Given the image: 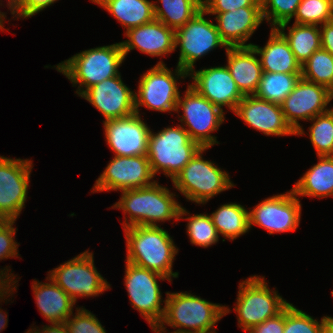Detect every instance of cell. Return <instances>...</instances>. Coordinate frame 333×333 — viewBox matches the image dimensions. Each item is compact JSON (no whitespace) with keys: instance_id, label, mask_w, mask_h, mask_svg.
Masks as SVG:
<instances>
[{"instance_id":"6da1fadb","label":"cell","mask_w":333,"mask_h":333,"mask_svg":"<svg viewBox=\"0 0 333 333\" xmlns=\"http://www.w3.org/2000/svg\"><path fill=\"white\" fill-rule=\"evenodd\" d=\"M121 192L118 202L111 208L120 209L124 214L123 229L129 226H160L161 222L179 221L182 206L178 195L156 180L147 187L128 189Z\"/></svg>"},{"instance_id":"7a4b0ae2","label":"cell","mask_w":333,"mask_h":333,"mask_svg":"<svg viewBox=\"0 0 333 333\" xmlns=\"http://www.w3.org/2000/svg\"><path fill=\"white\" fill-rule=\"evenodd\" d=\"M126 240V259L145 269L157 272L173 281L179 272L173 271L179 248L173 237L161 226H129L123 229Z\"/></svg>"},{"instance_id":"3957f363","label":"cell","mask_w":333,"mask_h":333,"mask_svg":"<svg viewBox=\"0 0 333 333\" xmlns=\"http://www.w3.org/2000/svg\"><path fill=\"white\" fill-rule=\"evenodd\" d=\"M166 305L161 329L170 326V333H217L216 323L232 310L219 303H212L190 292H165Z\"/></svg>"},{"instance_id":"277c9868","label":"cell","mask_w":333,"mask_h":333,"mask_svg":"<svg viewBox=\"0 0 333 333\" xmlns=\"http://www.w3.org/2000/svg\"><path fill=\"white\" fill-rule=\"evenodd\" d=\"M124 60V52L119 42L80 51L53 67L66 76L73 87L78 84L75 94L80 96L91 86L118 76Z\"/></svg>"},{"instance_id":"5b68a950","label":"cell","mask_w":333,"mask_h":333,"mask_svg":"<svg viewBox=\"0 0 333 333\" xmlns=\"http://www.w3.org/2000/svg\"><path fill=\"white\" fill-rule=\"evenodd\" d=\"M209 149L201 148L171 181L187 201L198 205L236 186L226 170L203 157V152Z\"/></svg>"},{"instance_id":"8992f818","label":"cell","mask_w":333,"mask_h":333,"mask_svg":"<svg viewBox=\"0 0 333 333\" xmlns=\"http://www.w3.org/2000/svg\"><path fill=\"white\" fill-rule=\"evenodd\" d=\"M201 148L180 124L151 130L147 158L153 175L163 172L172 181Z\"/></svg>"},{"instance_id":"52a82bcc","label":"cell","mask_w":333,"mask_h":333,"mask_svg":"<svg viewBox=\"0 0 333 333\" xmlns=\"http://www.w3.org/2000/svg\"><path fill=\"white\" fill-rule=\"evenodd\" d=\"M234 311L238 327L245 332L281 313L289 304L276 288L270 289L265 276L253 275L239 282Z\"/></svg>"},{"instance_id":"ba28073f","label":"cell","mask_w":333,"mask_h":333,"mask_svg":"<svg viewBox=\"0 0 333 333\" xmlns=\"http://www.w3.org/2000/svg\"><path fill=\"white\" fill-rule=\"evenodd\" d=\"M162 59L151 69L144 72L138 81V89L134 91L135 112L139 108L158 112H176L180 95L179 79L184 80L188 73L176 66L175 70L168 69Z\"/></svg>"},{"instance_id":"9c48e42d","label":"cell","mask_w":333,"mask_h":333,"mask_svg":"<svg viewBox=\"0 0 333 333\" xmlns=\"http://www.w3.org/2000/svg\"><path fill=\"white\" fill-rule=\"evenodd\" d=\"M182 95H179L176 107V113H179L180 109L183 112L177 116L180 125L202 148H211L220 144L217 137L212 134L224 123L225 111L201 96L189 84Z\"/></svg>"},{"instance_id":"30bf717a","label":"cell","mask_w":333,"mask_h":333,"mask_svg":"<svg viewBox=\"0 0 333 333\" xmlns=\"http://www.w3.org/2000/svg\"><path fill=\"white\" fill-rule=\"evenodd\" d=\"M93 255V251L85 250L49 270L47 276L75 302L80 297H97L111 289V284L97 271Z\"/></svg>"},{"instance_id":"8fae6325","label":"cell","mask_w":333,"mask_h":333,"mask_svg":"<svg viewBox=\"0 0 333 333\" xmlns=\"http://www.w3.org/2000/svg\"><path fill=\"white\" fill-rule=\"evenodd\" d=\"M125 262L123 279L132 308L140 313L149 326L159 325L164 316L166 298L162 299L163 293L158 280H167L171 283L170 279L157 272Z\"/></svg>"},{"instance_id":"7c38bea8","label":"cell","mask_w":333,"mask_h":333,"mask_svg":"<svg viewBox=\"0 0 333 333\" xmlns=\"http://www.w3.org/2000/svg\"><path fill=\"white\" fill-rule=\"evenodd\" d=\"M205 15L202 9L184 26L175 30V49L178 47L180 50L177 66L188 74L195 68L196 61L214 49L229 48L221 39L216 24Z\"/></svg>"},{"instance_id":"4fadbf2b","label":"cell","mask_w":333,"mask_h":333,"mask_svg":"<svg viewBox=\"0 0 333 333\" xmlns=\"http://www.w3.org/2000/svg\"><path fill=\"white\" fill-rule=\"evenodd\" d=\"M332 100L333 92L327 87L300 78L280 105L285 121L296 133L295 136H302L305 131L299 121H309L316 115L329 111Z\"/></svg>"},{"instance_id":"5bb4252c","label":"cell","mask_w":333,"mask_h":333,"mask_svg":"<svg viewBox=\"0 0 333 333\" xmlns=\"http://www.w3.org/2000/svg\"><path fill=\"white\" fill-rule=\"evenodd\" d=\"M249 208V229L258 226L269 235L296 231L301 221L302 205L293 190L265 198Z\"/></svg>"},{"instance_id":"9a60e30c","label":"cell","mask_w":333,"mask_h":333,"mask_svg":"<svg viewBox=\"0 0 333 333\" xmlns=\"http://www.w3.org/2000/svg\"><path fill=\"white\" fill-rule=\"evenodd\" d=\"M31 159L9 158L0 155V215L16 221L28 198Z\"/></svg>"},{"instance_id":"2e32d148","label":"cell","mask_w":333,"mask_h":333,"mask_svg":"<svg viewBox=\"0 0 333 333\" xmlns=\"http://www.w3.org/2000/svg\"><path fill=\"white\" fill-rule=\"evenodd\" d=\"M154 179L147 156H114L96 179L91 193L147 187Z\"/></svg>"},{"instance_id":"e0dca14e","label":"cell","mask_w":333,"mask_h":333,"mask_svg":"<svg viewBox=\"0 0 333 333\" xmlns=\"http://www.w3.org/2000/svg\"><path fill=\"white\" fill-rule=\"evenodd\" d=\"M141 114L103 121L106 145L114 156H147L151 128Z\"/></svg>"},{"instance_id":"ac0fdd59","label":"cell","mask_w":333,"mask_h":333,"mask_svg":"<svg viewBox=\"0 0 333 333\" xmlns=\"http://www.w3.org/2000/svg\"><path fill=\"white\" fill-rule=\"evenodd\" d=\"M96 108L104 121L135 114L134 91L118 76L111 77L85 90L80 96Z\"/></svg>"},{"instance_id":"d6986e66","label":"cell","mask_w":333,"mask_h":333,"mask_svg":"<svg viewBox=\"0 0 333 333\" xmlns=\"http://www.w3.org/2000/svg\"><path fill=\"white\" fill-rule=\"evenodd\" d=\"M188 77L192 80L190 86L222 110L225 107L234 112L244 97L225 64L199 70L194 68Z\"/></svg>"},{"instance_id":"ffe728a7","label":"cell","mask_w":333,"mask_h":333,"mask_svg":"<svg viewBox=\"0 0 333 333\" xmlns=\"http://www.w3.org/2000/svg\"><path fill=\"white\" fill-rule=\"evenodd\" d=\"M233 113L249 127L266 136L296 135L285 121L280 104L265 101L255 95L244 96Z\"/></svg>"},{"instance_id":"44dd1931","label":"cell","mask_w":333,"mask_h":333,"mask_svg":"<svg viewBox=\"0 0 333 333\" xmlns=\"http://www.w3.org/2000/svg\"><path fill=\"white\" fill-rule=\"evenodd\" d=\"M214 16L221 39L228 47H250L247 41L264 22L261 6H245L225 13H206Z\"/></svg>"},{"instance_id":"7402d4cb","label":"cell","mask_w":333,"mask_h":333,"mask_svg":"<svg viewBox=\"0 0 333 333\" xmlns=\"http://www.w3.org/2000/svg\"><path fill=\"white\" fill-rule=\"evenodd\" d=\"M124 36L128 39L120 43L125 59L129 51L135 49L151 57L160 58L176 51L175 30L156 19L129 29Z\"/></svg>"},{"instance_id":"603a6c76","label":"cell","mask_w":333,"mask_h":333,"mask_svg":"<svg viewBox=\"0 0 333 333\" xmlns=\"http://www.w3.org/2000/svg\"><path fill=\"white\" fill-rule=\"evenodd\" d=\"M227 64L233 80L244 96L254 95L258 89L263 69L256 51L250 47L226 49Z\"/></svg>"},{"instance_id":"cb8c5ba5","label":"cell","mask_w":333,"mask_h":333,"mask_svg":"<svg viewBox=\"0 0 333 333\" xmlns=\"http://www.w3.org/2000/svg\"><path fill=\"white\" fill-rule=\"evenodd\" d=\"M47 283L34 279L32 290L36 306L41 315L51 323H65L74 313L76 302L60 288L49 276Z\"/></svg>"},{"instance_id":"d4e9b609","label":"cell","mask_w":333,"mask_h":333,"mask_svg":"<svg viewBox=\"0 0 333 333\" xmlns=\"http://www.w3.org/2000/svg\"><path fill=\"white\" fill-rule=\"evenodd\" d=\"M264 47L252 44L256 51L263 72L301 74V64L296 60L288 41L276 29L271 28Z\"/></svg>"},{"instance_id":"484cf974","label":"cell","mask_w":333,"mask_h":333,"mask_svg":"<svg viewBox=\"0 0 333 333\" xmlns=\"http://www.w3.org/2000/svg\"><path fill=\"white\" fill-rule=\"evenodd\" d=\"M318 163L309 168L291 188L297 197H333V156H318Z\"/></svg>"},{"instance_id":"4316f807","label":"cell","mask_w":333,"mask_h":333,"mask_svg":"<svg viewBox=\"0 0 333 333\" xmlns=\"http://www.w3.org/2000/svg\"><path fill=\"white\" fill-rule=\"evenodd\" d=\"M92 3L107 10L125 32L155 20L152 0H93Z\"/></svg>"},{"instance_id":"83f0119b","label":"cell","mask_w":333,"mask_h":333,"mask_svg":"<svg viewBox=\"0 0 333 333\" xmlns=\"http://www.w3.org/2000/svg\"><path fill=\"white\" fill-rule=\"evenodd\" d=\"M290 22L279 25L276 29L288 41L296 60L302 65L317 50L322 48L319 26L296 24ZM288 26L287 31L286 27Z\"/></svg>"},{"instance_id":"f1b7e54d","label":"cell","mask_w":333,"mask_h":333,"mask_svg":"<svg viewBox=\"0 0 333 333\" xmlns=\"http://www.w3.org/2000/svg\"><path fill=\"white\" fill-rule=\"evenodd\" d=\"M219 237L233 241L249 232V210L236 202L220 205L210 214Z\"/></svg>"},{"instance_id":"f546056e","label":"cell","mask_w":333,"mask_h":333,"mask_svg":"<svg viewBox=\"0 0 333 333\" xmlns=\"http://www.w3.org/2000/svg\"><path fill=\"white\" fill-rule=\"evenodd\" d=\"M156 1V2H155ZM155 19L167 27L178 29L202 10V0H155ZM162 6H159V3Z\"/></svg>"},{"instance_id":"4dcf8cb0","label":"cell","mask_w":333,"mask_h":333,"mask_svg":"<svg viewBox=\"0 0 333 333\" xmlns=\"http://www.w3.org/2000/svg\"><path fill=\"white\" fill-rule=\"evenodd\" d=\"M300 78L301 74L263 72L254 95L265 101L281 104Z\"/></svg>"},{"instance_id":"1f68e13d","label":"cell","mask_w":333,"mask_h":333,"mask_svg":"<svg viewBox=\"0 0 333 333\" xmlns=\"http://www.w3.org/2000/svg\"><path fill=\"white\" fill-rule=\"evenodd\" d=\"M187 215V216H186ZM180 207L179 220H187L186 233L192 245L208 248L219 241V235L210 214H193ZM184 216H186L184 218Z\"/></svg>"},{"instance_id":"d6a6232c","label":"cell","mask_w":333,"mask_h":333,"mask_svg":"<svg viewBox=\"0 0 333 333\" xmlns=\"http://www.w3.org/2000/svg\"><path fill=\"white\" fill-rule=\"evenodd\" d=\"M301 78L323 85L333 92V55L322 48L315 51L301 65Z\"/></svg>"},{"instance_id":"836d02e7","label":"cell","mask_w":333,"mask_h":333,"mask_svg":"<svg viewBox=\"0 0 333 333\" xmlns=\"http://www.w3.org/2000/svg\"><path fill=\"white\" fill-rule=\"evenodd\" d=\"M308 128L310 142L317 156H333V106L323 114L309 120Z\"/></svg>"},{"instance_id":"e575fe53","label":"cell","mask_w":333,"mask_h":333,"mask_svg":"<svg viewBox=\"0 0 333 333\" xmlns=\"http://www.w3.org/2000/svg\"><path fill=\"white\" fill-rule=\"evenodd\" d=\"M294 23L320 26L333 20L330 0H302L294 16Z\"/></svg>"},{"instance_id":"d590c367","label":"cell","mask_w":333,"mask_h":333,"mask_svg":"<svg viewBox=\"0 0 333 333\" xmlns=\"http://www.w3.org/2000/svg\"><path fill=\"white\" fill-rule=\"evenodd\" d=\"M326 316L321 321L290 303L285 308V326L283 333H323Z\"/></svg>"},{"instance_id":"8d00e7d4","label":"cell","mask_w":333,"mask_h":333,"mask_svg":"<svg viewBox=\"0 0 333 333\" xmlns=\"http://www.w3.org/2000/svg\"><path fill=\"white\" fill-rule=\"evenodd\" d=\"M302 0H260L262 16L270 24V28H277L285 22H291Z\"/></svg>"},{"instance_id":"74e56055","label":"cell","mask_w":333,"mask_h":333,"mask_svg":"<svg viewBox=\"0 0 333 333\" xmlns=\"http://www.w3.org/2000/svg\"><path fill=\"white\" fill-rule=\"evenodd\" d=\"M75 311L65 321L68 333H106L105 327L91 311L83 306L76 307Z\"/></svg>"},{"instance_id":"f35d334b","label":"cell","mask_w":333,"mask_h":333,"mask_svg":"<svg viewBox=\"0 0 333 333\" xmlns=\"http://www.w3.org/2000/svg\"><path fill=\"white\" fill-rule=\"evenodd\" d=\"M15 221H8L0 229V261L9 258H19L20 254L18 246L20 245L15 241L16 229L13 225Z\"/></svg>"},{"instance_id":"ab89813d","label":"cell","mask_w":333,"mask_h":333,"mask_svg":"<svg viewBox=\"0 0 333 333\" xmlns=\"http://www.w3.org/2000/svg\"><path fill=\"white\" fill-rule=\"evenodd\" d=\"M245 6H261L260 0H202L205 13H225Z\"/></svg>"},{"instance_id":"60d3db41","label":"cell","mask_w":333,"mask_h":333,"mask_svg":"<svg viewBox=\"0 0 333 333\" xmlns=\"http://www.w3.org/2000/svg\"><path fill=\"white\" fill-rule=\"evenodd\" d=\"M57 1L59 0H20L19 5L11 12L12 18L29 19Z\"/></svg>"},{"instance_id":"b9f144b4","label":"cell","mask_w":333,"mask_h":333,"mask_svg":"<svg viewBox=\"0 0 333 333\" xmlns=\"http://www.w3.org/2000/svg\"><path fill=\"white\" fill-rule=\"evenodd\" d=\"M10 266H6L3 269L0 268V303L11 301L7 299L17 292L19 277L15 278L17 274H13ZM11 271V272H10ZM5 300V301H4Z\"/></svg>"},{"instance_id":"7bdbcfd3","label":"cell","mask_w":333,"mask_h":333,"mask_svg":"<svg viewBox=\"0 0 333 333\" xmlns=\"http://www.w3.org/2000/svg\"><path fill=\"white\" fill-rule=\"evenodd\" d=\"M285 326V309L275 317L253 326L248 333H283Z\"/></svg>"},{"instance_id":"ee69618b","label":"cell","mask_w":333,"mask_h":333,"mask_svg":"<svg viewBox=\"0 0 333 333\" xmlns=\"http://www.w3.org/2000/svg\"><path fill=\"white\" fill-rule=\"evenodd\" d=\"M322 49L333 55V20L319 26Z\"/></svg>"},{"instance_id":"f6af8a7d","label":"cell","mask_w":333,"mask_h":333,"mask_svg":"<svg viewBox=\"0 0 333 333\" xmlns=\"http://www.w3.org/2000/svg\"><path fill=\"white\" fill-rule=\"evenodd\" d=\"M40 329L38 326L31 327L36 333H68L65 323H51V325H43Z\"/></svg>"},{"instance_id":"bcb514c9","label":"cell","mask_w":333,"mask_h":333,"mask_svg":"<svg viewBox=\"0 0 333 333\" xmlns=\"http://www.w3.org/2000/svg\"><path fill=\"white\" fill-rule=\"evenodd\" d=\"M8 312H6V310L5 311H3V309H1V307H0V333H1V331H3L6 327H7V325H8Z\"/></svg>"},{"instance_id":"7dc6e473","label":"cell","mask_w":333,"mask_h":333,"mask_svg":"<svg viewBox=\"0 0 333 333\" xmlns=\"http://www.w3.org/2000/svg\"><path fill=\"white\" fill-rule=\"evenodd\" d=\"M323 333H333V317L327 316L324 323Z\"/></svg>"},{"instance_id":"c3c4849f","label":"cell","mask_w":333,"mask_h":333,"mask_svg":"<svg viewBox=\"0 0 333 333\" xmlns=\"http://www.w3.org/2000/svg\"><path fill=\"white\" fill-rule=\"evenodd\" d=\"M2 0H0V6H2ZM6 4L7 8L10 10V13L19 5L20 0H8Z\"/></svg>"},{"instance_id":"681fc988","label":"cell","mask_w":333,"mask_h":333,"mask_svg":"<svg viewBox=\"0 0 333 333\" xmlns=\"http://www.w3.org/2000/svg\"><path fill=\"white\" fill-rule=\"evenodd\" d=\"M7 13L6 12H1L0 10V28L2 29V31L6 30V31H9V29L7 28H4V23H5V19H7Z\"/></svg>"},{"instance_id":"f907efd6","label":"cell","mask_w":333,"mask_h":333,"mask_svg":"<svg viewBox=\"0 0 333 333\" xmlns=\"http://www.w3.org/2000/svg\"><path fill=\"white\" fill-rule=\"evenodd\" d=\"M152 328V331H154V333H170L167 332V329H161L158 325L157 326H150Z\"/></svg>"},{"instance_id":"816d5d0a","label":"cell","mask_w":333,"mask_h":333,"mask_svg":"<svg viewBox=\"0 0 333 333\" xmlns=\"http://www.w3.org/2000/svg\"><path fill=\"white\" fill-rule=\"evenodd\" d=\"M9 220L3 216V215H0V229L8 222Z\"/></svg>"},{"instance_id":"f5cc1de1","label":"cell","mask_w":333,"mask_h":333,"mask_svg":"<svg viewBox=\"0 0 333 333\" xmlns=\"http://www.w3.org/2000/svg\"><path fill=\"white\" fill-rule=\"evenodd\" d=\"M25 333H36V332L32 328H29Z\"/></svg>"},{"instance_id":"db71d44e","label":"cell","mask_w":333,"mask_h":333,"mask_svg":"<svg viewBox=\"0 0 333 333\" xmlns=\"http://www.w3.org/2000/svg\"><path fill=\"white\" fill-rule=\"evenodd\" d=\"M330 2H331L332 9H333V0H330Z\"/></svg>"}]
</instances>
